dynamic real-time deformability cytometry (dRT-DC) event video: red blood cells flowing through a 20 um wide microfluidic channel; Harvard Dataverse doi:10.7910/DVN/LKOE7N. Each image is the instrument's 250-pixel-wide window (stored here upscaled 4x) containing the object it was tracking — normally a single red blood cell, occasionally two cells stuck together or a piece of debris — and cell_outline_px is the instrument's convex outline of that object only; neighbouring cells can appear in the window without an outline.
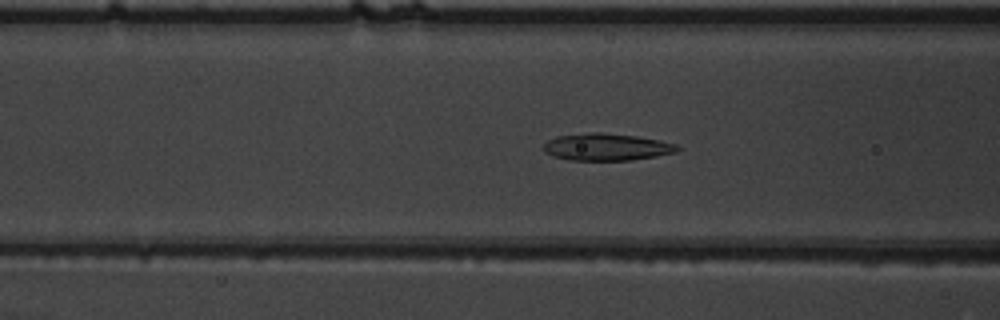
{"species": "common noctule bat (a hibernating species)", "species_latin": "Nyctalus noctula", "temperature_condition": "warm", "stored_images_in_passage": 53, "camera_frame_rate_fps": 3000, "um_per_image_px": 0.085, "animal": {"sex": "male", "body_mass_g": 19.5, "forearm_length_mm": 54.6}, "frame": {"image": 1, "passage_image": 21, "time_ms": 6.667, "image_size_px": [1000, 320], "cell_outline_px": [[680, 148], [676, 152], [656, 156], [628, 160], [568, 160], [552, 156], [544, 152], [544, 144], [548, 140], [556, 136], [592, 132], [600, 132], [636, 136], [676, 144]], "centroid_in_image_um": [51.51, 12.49], "position_along_channel_um": 115.1, "area_um2": 20.98}}
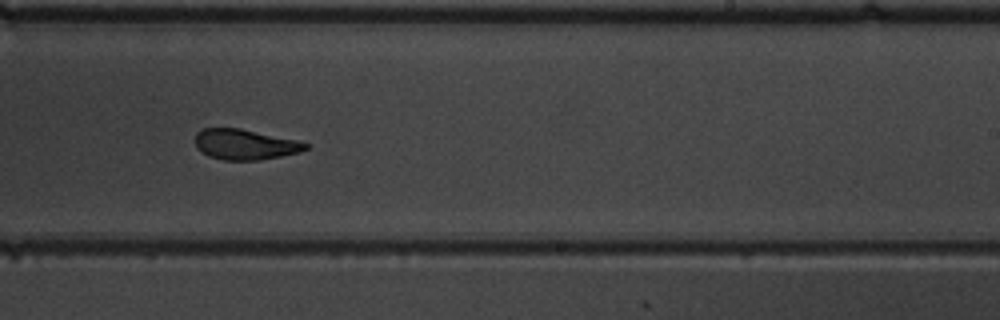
{"frame": {"image": 2, "passage_image": 33, "time_ms": 10.667, "image_size_px": [1000, 320], "cell_outline_px": [[308, 148], [300, 152], [260, 160], [224, 160], [208, 156], [196, 148], [196, 132], [204, 128], [240, 128], [296, 140], [308, 144]], "centroid_in_image_um": [20.8, 12.28], "position_along_channel_um": 268.2, "area_um2": 19.48}}
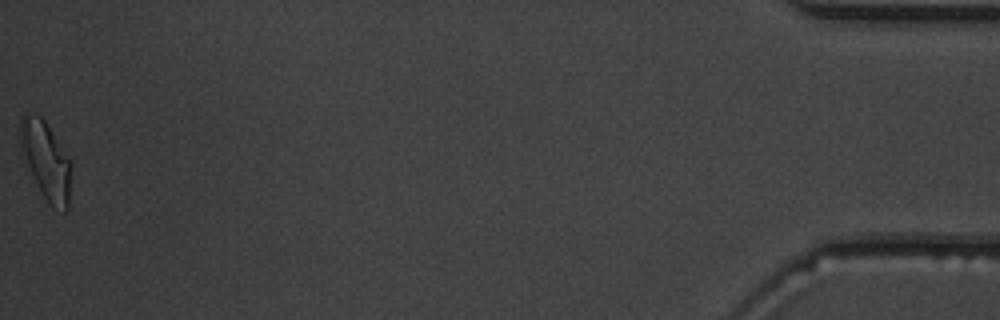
{"frame": {"image": 3, "passage_image": 53, "time_ms": 17.333, "image_size_px": [1000, 320], "cell_outline_px": [[72, 164], [68, 208], [64, 212], [52, 208], [20, 160], [20, 116], [28, 112], [40, 116], [44, 120]], "centroid_in_image_um": [3.85, 13.66], "position_along_channel_um": 431.3, "area_um2": 23.58}, "authors_computed_cell_mechanics": {"area_um2": 21.1548, "velocity_mm_per_s": 3.8332, "shape_relaxation_time_tau1_ms": 5.0786, "shape_relaxation_time_tau2_ms": 1.3507, "deformation_change_tau1": 0.1876, "deformation_change_tau2": 0.0912}}